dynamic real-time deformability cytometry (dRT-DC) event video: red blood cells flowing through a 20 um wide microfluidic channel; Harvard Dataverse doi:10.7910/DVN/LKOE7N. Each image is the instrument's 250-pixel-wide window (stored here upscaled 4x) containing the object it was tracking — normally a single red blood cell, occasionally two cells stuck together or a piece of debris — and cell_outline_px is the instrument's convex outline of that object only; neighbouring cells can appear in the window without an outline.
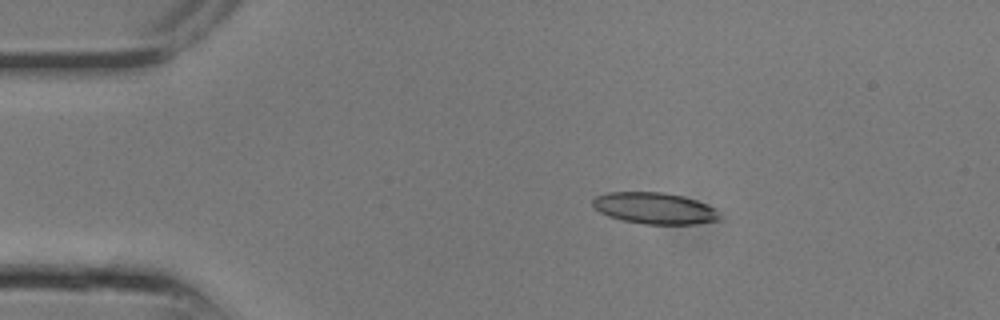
{"species": "common noctule bat (a hibernating species)", "species_latin": "Nyctalus noctula", "temperature_condition": "room temperature", "stored_images_in_passage": 7, "camera_frame_rate_fps": 3000, "um_per_image_px": 0.085, "animal": {"sex": "male", "body_mass_g": 13.3}, "frame": {"image": 1, "passage_image": 4, "time_ms": 1.0, "image_size_px": [1000, 320], "cell_outline_px": [[724, 220], [696, 224], [644, 224], [624, 220], [608, 216], [600, 212], [592, 204], [592, 200], [596, 196], [608, 192], [664, 192], [684, 196], [696, 200], [716, 208]], "centroid_in_image_um": [55.71, 17.7], "position_along_channel_um": 29.3, "area_um2": 23.47}}
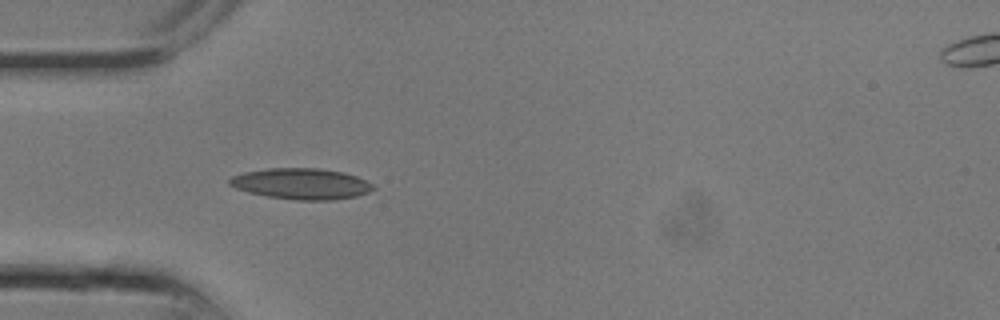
{"frame": {"image": 2, "passage_image": 7, "time_ms": 2.0, "image_size_px": [1000, 320], "cell_outline_px": [[376, 188], [368, 192], [356, 196], [336, 200], [296, 200], [268, 196], [248, 192], [236, 188], [228, 184], [228, 180], [232, 176], [244, 172], [268, 168], [320, 168], [344, 172], [356, 176], [372, 184]], "centroid_in_image_um": [25.61, 15.62], "position_along_channel_um": 59.4, "area_um2": 25.95}}